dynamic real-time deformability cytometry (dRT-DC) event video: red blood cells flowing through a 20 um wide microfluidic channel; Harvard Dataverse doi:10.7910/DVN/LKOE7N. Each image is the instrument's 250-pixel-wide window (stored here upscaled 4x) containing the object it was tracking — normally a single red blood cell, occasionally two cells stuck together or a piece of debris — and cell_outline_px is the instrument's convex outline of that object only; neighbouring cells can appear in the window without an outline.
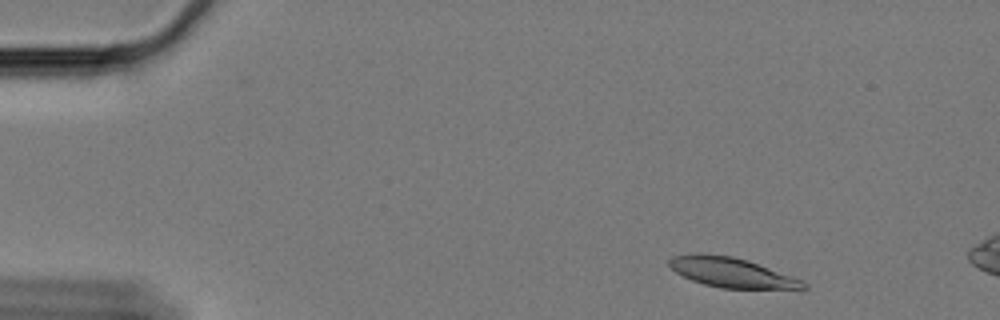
{"species": "Egyptian fruit bat (a non-hibernating species)", "species_latin": "Rousettus aegyptiacus", "temperature_condition": "cold", "stored_images_in_passage": 11, "camera_frame_rate_fps": 3000, "um_per_image_px": 0.085, "animal": {"sex": "female"}, "frame": {"image": 1, "passage_image": 4, "time_ms": 1.0, "image_size_px": [1000, 320], "cell_outline_px": [[808, 288], [800, 292], [720, 288], [704, 284], [692, 280], [676, 272], [668, 264], [668, 260], [672, 256], [692, 252], [704, 252], [732, 256], [748, 260], [800, 280], [808, 284]], "centroid_in_image_um": [62.28, 23.2], "position_along_channel_um": 22.7, "area_um2": 24.33}}